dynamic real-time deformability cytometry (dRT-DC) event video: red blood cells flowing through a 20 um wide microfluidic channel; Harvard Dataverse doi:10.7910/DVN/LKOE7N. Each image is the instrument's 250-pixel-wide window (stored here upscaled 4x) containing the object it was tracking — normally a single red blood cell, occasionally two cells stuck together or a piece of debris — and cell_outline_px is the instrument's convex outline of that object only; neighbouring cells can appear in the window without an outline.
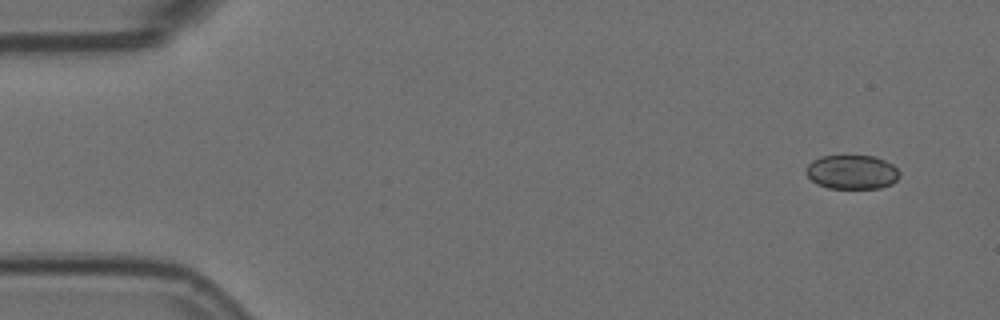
{"species": "Egyptian fruit bat (a non-hibernating species)", "species_latin": "Rousettus aegyptiacus", "temperature_condition": "room temperature", "stored_images_in_passage": 8, "camera_frame_rate_fps": 3000, "um_per_image_px": 0.085, "animal": {"sex": "female"}, "frame": {"image": 1, "passage_image": 2, "time_ms": 0.333, "image_size_px": [1000, 320], "cell_outline_px": [[900, 176], [892, 184], [880, 188], [828, 188], [816, 184], [804, 172], [804, 168], [812, 160], [820, 156], [876, 156], [892, 164], [900, 172]], "centroid_in_image_um": [72.39, 14.62], "position_along_channel_um": 12.6, "area_um2": 18.79}}
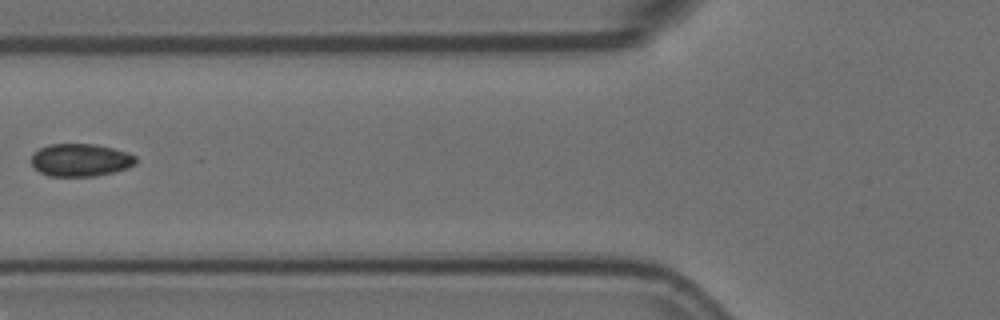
{"frame": {"image": 2, "passage_image": 7, "time_ms": 2.0, "image_size_px": [1000, 320], "cell_outline_px": [[136, 164], [128, 168], [96, 176], [48, 176], [40, 172], [32, 164], [32, 152], [48, 144], [96, 144], [128, 152], [136, 156]], "centroid_in_image_um": [6.85, 13.6], "position_along_channel_um": 119.0, "area_um2": 20.0}}
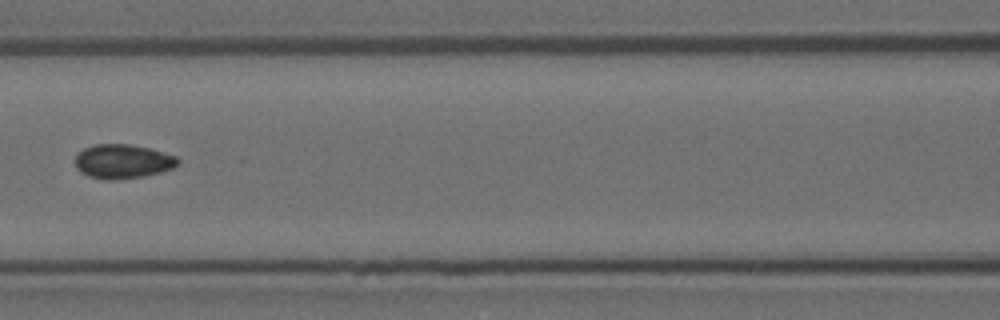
{"frame": {"image": 3, "passage_image": 8, "time_ms": 2.333, "image_size_px": [1000, 320], "cell_outline_px": [[180, 164], [172, 168], [160, 172], [144, 176], [116, 180], [104, 180], [88, 176], [80, 172], [76, 168], [76, 156], [84, 148], [96, 144], [128, 144], [152, 148], [176, 156], [180, 160]], "centroid_in_image_um": [10.45, 13.72], "position_along_channel_um": 156.1, "area_um2": 20.63}}